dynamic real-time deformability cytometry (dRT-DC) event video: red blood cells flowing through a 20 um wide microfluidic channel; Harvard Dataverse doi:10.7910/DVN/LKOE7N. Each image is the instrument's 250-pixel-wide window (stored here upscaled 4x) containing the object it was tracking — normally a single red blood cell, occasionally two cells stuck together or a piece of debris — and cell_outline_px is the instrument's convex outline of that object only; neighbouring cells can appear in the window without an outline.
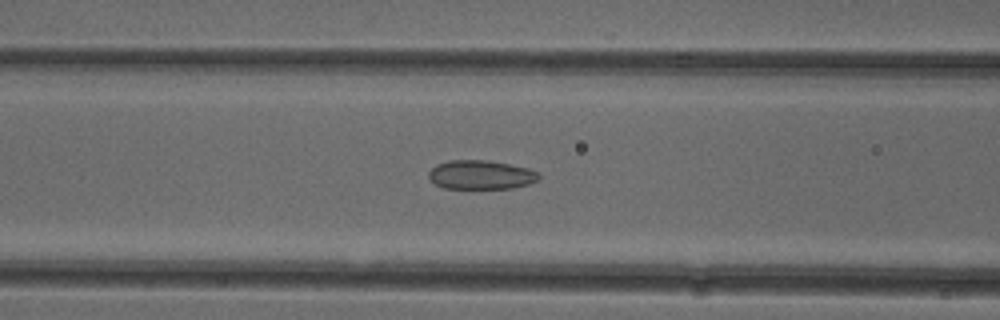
{"species": "common noctule bat (a hibernating species)", "species_latin": "Nyctalus noctula", "temperature_condition": "cold", "stored_images_in_passage": 51, "camera_frame_rate_fps": 3000, "um_per_image_px": 0.085, "animal": {"sex": "female"}, "frame": {"image": 1, "passage_image": 20, "time_ms": 6.333, "image_size_px": [1000, 320], "cell_outline_px": [[540, 180], [528, 184], [512, 188], [444, 188], [436, 184], [428, 176], [428, 172], [436, 164], [448, 160], [488, 160], [528, 168], [540, 172]], "centroid_in_image_um": [40.9, 14.85], "position_along_channel_um": 125.7, "area_um2": 18.67}}
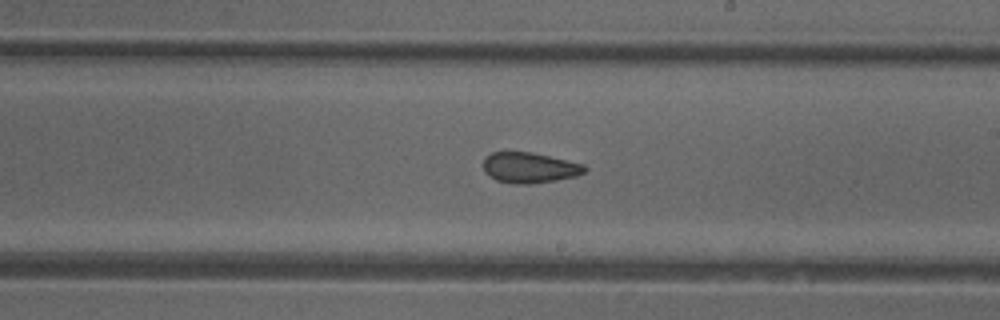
{"frame": {"image": 2, "passage_image": 29, "time_ms": 9.333, "image_size_px": [1000, 320], "cell_outline_px": [[588, 168], [584, 172], [576, 176], [556, 180], [528, 184], [516, 184], [496, 180], [488, 176], [484, 172], [484, 156], [492, 152], [532, 152], [584, 164]], "centroid_in_image_um": [44.99, 14.25], "position_along_channel_um": 244.0, "area_um2": 18.09}}
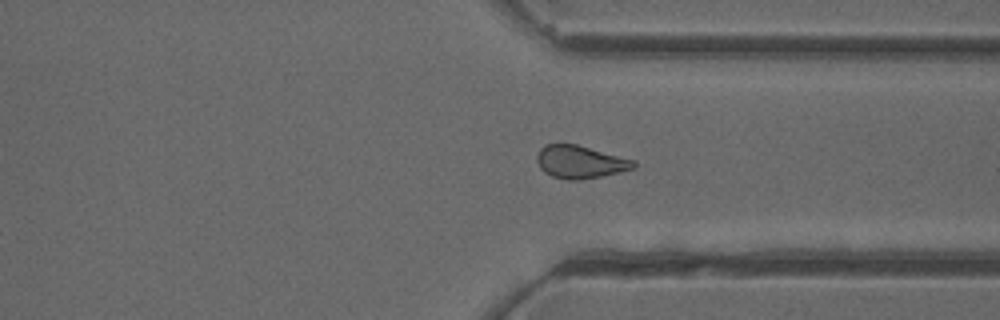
{"frame": {"image": 3, "passage_image": 38, "time_ms": 12.333, "image_size_px": [1000, 320], "cell_outline_px": [[636, 168], [620, 172], [580, 180], [568, 180], [552, 176], [544, 172], [540, 168], [536, 160], [536, 156], [540, 148], [544, 144], [576, 144], [636, 160]], "centroid_in_image_um": [49.32, 13.76], "position_along_channel_um": 362.1, "area_um2": 18.61}, "authors_computed_cell_mechanics": {"area_um2": 19.074, "velocity_mm_per_s": 3.9382, "shape_relaxation_time_tau1_ms": null, "shape_relaxation_time_tau2_ms": 2.852, "deformation_change_tau1": null, "deformation_change_tau2": 0.1039}}